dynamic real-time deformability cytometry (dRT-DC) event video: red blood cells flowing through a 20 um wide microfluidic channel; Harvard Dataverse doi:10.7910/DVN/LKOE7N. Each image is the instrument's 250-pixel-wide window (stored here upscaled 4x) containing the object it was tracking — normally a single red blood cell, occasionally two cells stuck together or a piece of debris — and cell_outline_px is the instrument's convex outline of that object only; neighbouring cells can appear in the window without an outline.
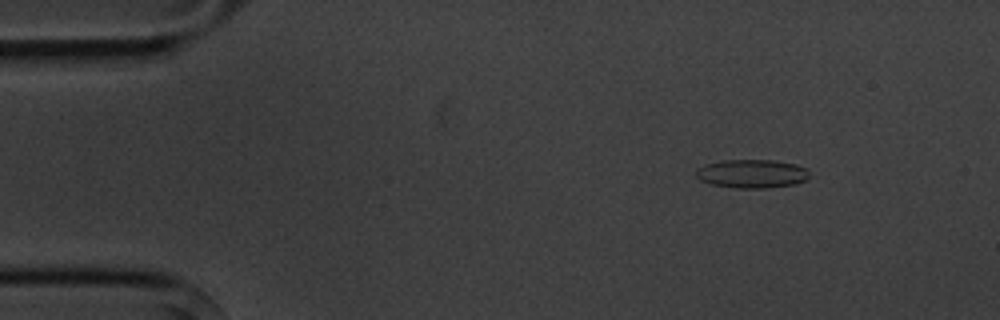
{"species": "common noctule bat (a hibernating species)", "species_latin": "Nyctalus noctula", "temperature_condition": "cold", "stored_images_in_passage": 6, "camera_frame_rate_fps": 3000, "um_per_image_px": 0.085, "animal": {"sex": "male", "body_mass_g": 20.1, "forearm_length_mm": 53.5}, "frame": {"image": 1, "passage_image": 2, "time_ms": 1.0, "image_size_px": [1000, 320], "cell_outline_px": [[808, 176], [804, 180], [796, 184], [764, 188], [736, 188], [712, 184], [700, 180], [696, 176], [696, 168], [704, 164], [720, 160], [772, 160], [796, 164], [808, 168]], "centroid_in_image_um": [63.89, 14.75], "position_along_channel_um": 21.1, "area_um2": 18.96}}
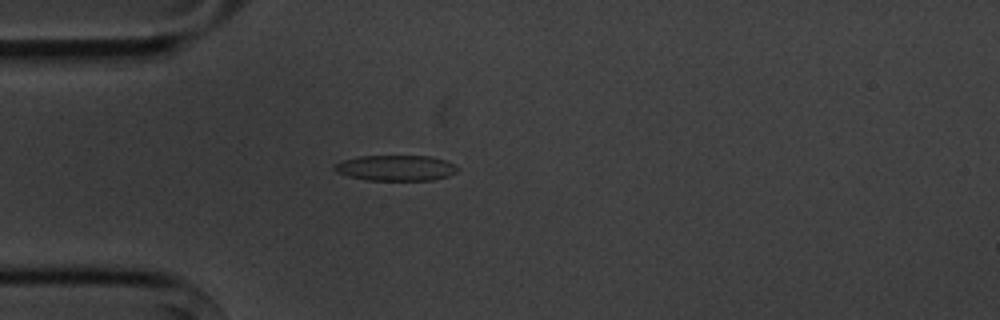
{"frame": {"image": 2, "passage_image": 4, "time_ms": 3.667, "image_size_px": [1000, 320], "cell_outline_px": [[460, 168], [456, 172], [448, 176], [432, 180], [368, 180], [348, 176], [336, 172], [332, 168], [336, 164], [344, 160], [360, 156], [432, 156], [456, 164]], "centroid_in_image_um": [33.68, 14.27], "position_along_channel_um": 51.3, "area_um2": 18.38}}
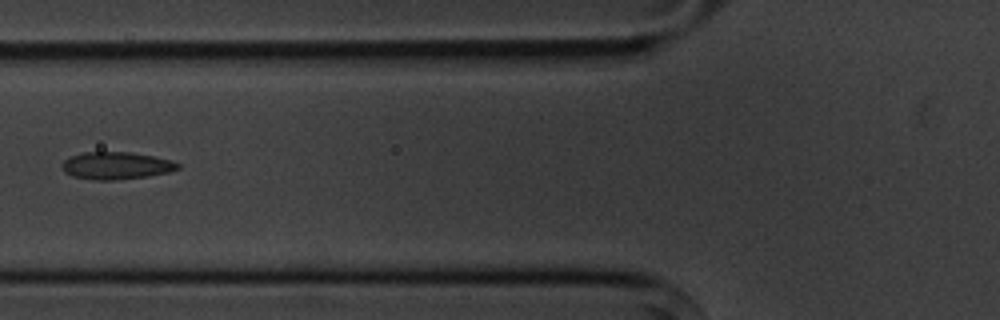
{"frame": {"image": 3, "passage_image": 6, "time_ms": 5.667, "image_size_px": [1000, 320], "cell_outline_px": [[180, 168], [168, 172], [148, 176], [116, 180], [92, 180], [72, 176], [64, 172], [60, 164], [64, 160], [72, 156], [84, 152], [128, 152], [152, 156], [172, 160], [180, 164]], "centroid_in_image_um": [9.86, 14.08], "position_along_channel_um": 115.9, "area_um2": 18.5}}